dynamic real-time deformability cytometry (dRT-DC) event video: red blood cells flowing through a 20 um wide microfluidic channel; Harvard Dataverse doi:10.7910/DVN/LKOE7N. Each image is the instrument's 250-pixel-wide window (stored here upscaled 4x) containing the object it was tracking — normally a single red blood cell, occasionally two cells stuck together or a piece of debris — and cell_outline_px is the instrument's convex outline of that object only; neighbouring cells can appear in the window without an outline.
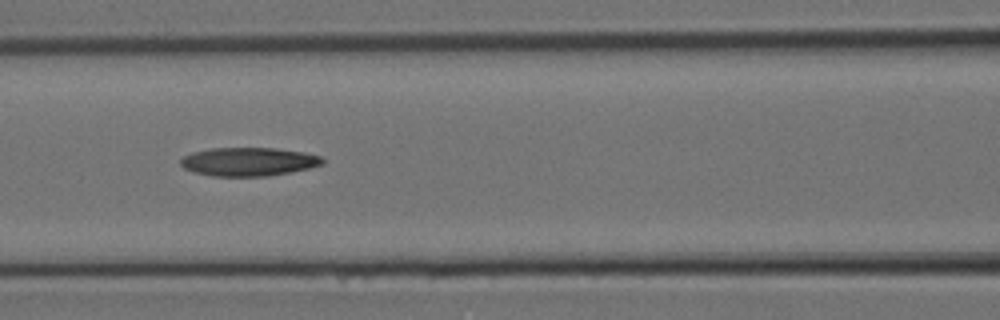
{"species": "Egyptian fruit bat (a non-hibernating species)", "species_latin": "Rousettus aegyptiacus", "temperature_condition": "room temperature", "stored_images_in_passage": 10, "camera_frame_rate_fps": 3000, "um_per_image_px": 0.085, "animal": {"sex": "female"}, "frame": {"image": 1, "passage_image": 9, "time_ms": 2.667, "image_size_px": [1000, 320], "cell_outline_px": [[324, 164], [292, 172], [268, 176], [212, 176], [192, 172], [184, 168], [180, 164], [180, 160], [184, 156], [192, 152], [212, 148], [276, 148], [304, 152], [320, 156], [324, 160]], "centroid_in_image_um": [21.12, 13.74], "position_along_channel_um": 145.5, "area_um2": 23.7}}
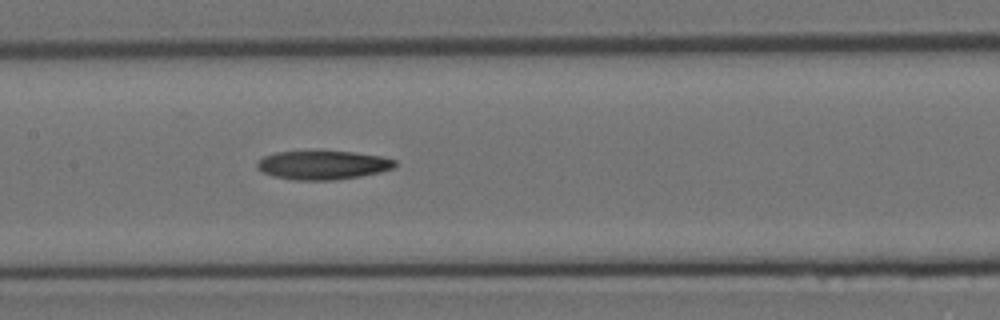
{"frame": {"image": 2, "passage_image": 10, "time_ms": 3.0, "image_size_px": [1000, 320], "cell_outline_px": [[396, 164], [392, 168], [380, 172], [360, 176], [332, 180], [292, 180], [272, 176], [256, 168], [256, 164], [264, 156], [276, 152], [352, 152], [384, 156], [396, 160]], "centroid_in_image_um": [27.45, 14.04], "position_along_channel_um": 180.0, "area_um2": 22.95}}